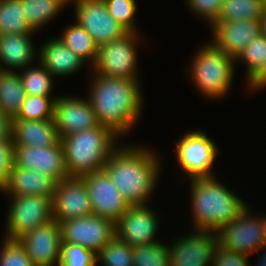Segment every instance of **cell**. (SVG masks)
Segmentation results:
<instances>
[{
    "label": "cell",
    "instance_id": "1",
    "mask_svg": "<svg viewBox=\"0 0 266 266\" xmlns=\"http://www.w3.org/2000/svg\"><path fill=\"white\" fill-rule=\"evenodd\" d=\"M94 78L87 99L97 120L119 137L122 134L125 136L124 133L134 126L143 108L139 80L101 75H95Z\"/></svg>",
    "mask_w": 266,
    "mask_h": 266
},
{
    "label": "cell",
    "instance_id": "2",
    "mask_svg": "<svg viewBox=\"0 0 266 266\" xmlns=\"http://www.w3.org/2000/svg\"><path fill=\"white\" fill-rule=\"evenodd\" d=\"M159 163L158 155L150 149L140 145L118 146L104 170L129 206L145 205L157 186Z\"/></svg>",
    "mask_w": 266,
    "mask_h": 266
},
{
    "label": "cell",
    "instance_id": "3",
    "mask_svg": "<svg viewBox=\"0 0 266 266\" xmlns=\"http://www.w3.org/2000/svg\"><path fill=\"white\" fill-rule=\"evenodd\" d=\"M191 201L196 230L217 232L248 205L215 177L191 179Z\"/></svg>",
    "mask_w": 266,
    "mask_h": 266
},
{
    "label": "cell",
    "instance_id": "4",
    "mask_svg": "<svg viewBox=\"0 0 266 266\" xmlns=\"http://www.w3.org/2000/svg\"><path fill=\"white\" fill-rule=\"evenodd\" d=\"M116 138L119 137L111 128L101 124L62 137L68 176L81 178L103 170L118 147Z\"/></svg>",
    "mask_w": 266,
    "mask_h": 266
},
{
    "label": "cell",
    "instance_id": "5",
    "mask_svg": "<svg viewBox=\"0 0 266 266\" xmlns=\"http://www.w3.org/2000/svg\"><path fill=\"white\" fill-rule=\"evenodd\" d=\"M202 47L192 60V81L207 97L222 98L232 84L235 70L233 65L236 60L211 42Z\"/></svg>",
    "mask_w": 266,
    "mask_h": 266
},
{
    "label": "cell",
    "instance_id": "6",
    "mask_svg": "<svg viewBox=\"0 0 266 266\" xmlns=\"http://www.w3.org/2000/svg\"><path fill=\"white\" fill-rule=\"evenodd\" d=\"M137 33L128 32L123 37L98 46L94 67L95 75L110 78L138 79ZM136 48V49H135Z\"/></svg>",
    "mask_w": 266,
    "mask_h": 266
},
{
    "label": "cell",
    "instance_id": "7",
    "mask_svg": "<svg viewBox=\"0 0 266 266\" xmlns=\"http://www.w3.org/2000/svg\"><path fill=\"white\" fill-rule=\"evenodd\" d=\"M11 206L6 219V236L17 240L23 234L53 219L52 197L39 195L10 196Z\"/></svg>",
    "mask_w": 266,
    "mask_h": 266
},
{
    "label": "cell",
    "instance_id": "8",
    "mask_svg": "<svg viewBox=\"0 0 266 266\" xmlns=\"http://www.w3.org/2000/svg\"><path fill=\"white\" fill-rule=\"evenodd\" d=\"M176 144V154L181 170L189 179L216 177L212 175L213 163L219 152L215 143L199 131L187 132ZM212 171V172H211Z\"/></svg>",
    "mask_w": 266,
    "mask_h": 266
},
{
    "label": "cell",
    "instance_id": "9",
    "mask_svg": "<svg viewBox=\"0 0 266 266\" xmlns=\"http://www.w3.org/2000/svg\"><path fill=\"white\" fill-rule=\"evenodd\" d=\"M248 206L236 219L222 226L216 233L218 244L235 252L249 256L255 250H263V217H252Z\"/></svg>",
    "mask_w": 266,
    "mask_h": 266
},
{
    "label": "cell",
    "instance_id": "10",
    "mask_svg": "<svg viewBox=\"0 0 266 266\" xmlns=\"http://www.w3.org/2000/svg\"><path fill=\"white\" fill-rule=\"evenodd\" d=\"M62 242L81 245L98 253L116 235L115 223L90 215L60 221Z\"/></svg>",
    "mask_w": 266,
    "mask_h": 266
},
{
    "label": "cell",
    "instance_id": "11",
    "mask_svg": "<svg viewBox=\"0 0 266 266\" xmlns=\"http://www.w3.org/2000/svg\"><path fill=\"white\" fill-rule=\"evenodd\" d=\"M74 2L76 22L92 36L98 46L117 40L128 33L108 13L104 0H74Z\"/></svg>",
    "mask_w": 266,
    "mask_h": 266
},
{
    "label": "cell",
    "instance_id": "12",
    "mask_svg": "<svg viewBox=\"0 0 266 266\" xmlns=\"http://www.w3.org/2000/svg\"><path fill=\"white\" fill-rule=\"evenodd\" d=\"M81 178L87 187L93 214L116 223L129 205L108 173L103 169Z\"/></svg>",
    "mask_w": 266,
    "mask_h": 266
},
{
    "label": "cell",
    "instance_id": "13",
    "mask_svg": "<svg viewBox=\"0 0 266 266\" xmlns=\"http://www.w3.org/2000/svg\"><path fill=\"white\" fill-rule=\"evenodd\" d=\"M14 165L35 170L57 183L69 177L61 141L48 147L14 146Z\"/></svg>",
    "mask_w": 266,
    "mask_h": 266
},
{
    "label": "cell",
    "instance_id": "14",
    "mask_svg": "<svg viewBox=\"0 0 266 266\" xmlns=\"http://www.w3.org/2000/svg\"><path fill=\"white\" fill-rule=\"evenodd\" d=\"M23 246L34 266H59L61 255V227L52 220L47 224L23 234L17 239Z\"/></svg>",
    "mask_w": 266,
    "mask_h": 266
},
{
    "label": "cell",
    "instance_id": "15",
    "mask_svg": "<svg viewBox=\"0 0 266 266\" xmlns=\"http://www.w3.org/2000/svg\"><path fill=\"white\" fill-rule=\"evenodd\" d=\"M168 245L170 266H209L218 244L217 233L209 230H193Z\"/></svg>",
    "mask_w": 266,
    "mask_h": 266
},
{
    "label": "cell",
    "instance_id": "16",
    "mask_svg": "<svg viewBox=\"0 0 266 266\" xmlns=\"http://www.w3.org/2000/svg\"><path fill=\"white\" fill-rule=\"evenodd\" d=\"M52 206L53 219L58 222L93 214L87 187L78 177H68L57 183Z\"/></svg>",
    "mask_w": 266,
    "mask_h": 266
},
{
    "label": "cell",
    "instance_id": "17",
    "mask_svg": "<svg viewBox=\"0 0 266 266\" xmlns=\"http://www.w3.org/2000/svg\"><path fill=\"white\" fill-rule=\"evenodd\" d=\"M156 214L147 205L129 206L115 223L116 236L133 247L158 242Z\"/></svg>",
    "mask_w": 266,
    "mask_h": 266
},
{
    "label": "cell",
    "instance_id": "18",
    "mask_svg": "<svg viewBox=\"0 0 266 266\" xmlns=\"http://www.w3.org/2000/svg\"><path fill=\"white\" fill-rule=\"evenodd\" d=\"M54 121L60 138L100 124L90 101L77 97H57L54 103Z\"/></svg>",
    "mask_w": 266,
    "mask_h": 266
},
{
    "label": "cell",
    "instance_id": "19",
    "mask_svg": "<svg viewBox=\"0 0 266 266\" xmlns=\"http://www.w3.org/2000/svg\"><path fill=\"white\" fill-rule=\"evenodd\" d=\"M211 29L214 35L211 43L235 59L253 39L262 33L261 20L214 22Z\"/></svg>",
    "mask_w": 266,
    "mask_h": 266
},
{
    "label": "cell",
    "instance_id": "20",
    "mask_svg": "<svg viewBox=\"0 0 266 266\" xmlns=\"http://www.w3.org/2000/svg\"><path fill=\"white\" fill-rule=\"evenodd\" d=\"M11 138L14 146L48 147L61 141L54 119H12Z\"/></svg>",
    "mask_w": 266,
    "mask_h": 266
},
{
    "label": "cell",
    "instance_id": "21",
    "mask_svg": "<svg viewBox=\"0 0 266 266\" xmlns=\"http://www.w3.org/2000/svg\"><path fill=\"white\" fill-rule=\"evenodd\" d=\"M57 182L35 170L13 165L7 182L0 191L9 196L39 195L54 196Z\"/></svg>",
    "mask_w": 266,
    "mask_h": 266
},
{
    "label": "cell",
    "instance_id": "22",
    "mask_svg": "<svg viewBox=\"0 0 266 266\" xmlns=\"http://www.w3.org/2000/svg\"><path fill=\"white\" fill-rule=\"evenodd\" d=\"M39 50V63L53 76L71 75L79 71L84 60L68 48L59 38L42 44Z\"/></svg>",
    "mask_w": 266,
    "mask_h": 266
},
{
    "label": "cell",
    "instance_id": "23",
    "mask_svg": "<svg viewBox=\"0 0 266 266\" xmlns=\"http://www.w3.org/2000/svg\"><path fill=\"white\" fill-rule=\"evenodd\" d=\"M31 34H6L0 35V62L9 68H2L4 71H15L30 67L35 58V48Z\"/></svg>",
    "mask_w": 266,
    "mask_h": 266
},
{
    "label": "cell",
    "instance_id": "24",
    "mask_svg": "<svg viewBox=\"0 0 266 266\" xmlns=\"http://www.w3.org/2000/svg\"><path fill=\"white\" fill-rule=\"evenodd\" d=\"M26 98L19 73L0 70V109L15 118Z\"/></svg>",
    "mask_w": 266,
    "mask_h": 266
},
{
    "label": "cell",
    "instance_id": "25",
    "mask_svg": "<svg viewBox=\"0 0 266 266\" xmlns=\"http://www.w3.org/2000/svg\"><path fill=\"white\" fill-rule=\"evenodd\" d=\"M68 48L75 54L81 57L85 63L89 60L93 65L98 55V45L93 40L92 36L82 28L78 22L74 25H69L58 37Z\"/></svg>",
    "mask_w": 266,
    "mask_h": 266
},
{
    "label": "cell",
    "instance_id": "26",
    "mask_svg": "<svg viewBox=\"0 0 266 266\" xmlns=\"http://www.w3.org/2000/svg\"><path fill=\"white\" fill-rule=\"evenodd\" d=\"M23 12L22 0H0V35L33 34Z\"/></svg>",
    "mask_w": 266,
    "mask_h": 266
},
{
    "label": "cell",
    "instance_id": "27",
    "mask_svg": "<svg viewBox=\"0 0 266 266\" xmlns=\"http://www.w3.org/2000/svg\"><path fill=\"white\" fill-rule=\"evenodd\" d=\"M265 11L264 0H225L215 22L261 20Z\"/></svg>",
    "mask_w": 266,
    "mask_h": 266
},
{
    "label": "cell",
    "instance_id": "28",
    "mask_svg": "<svg viewBox=\"0 0 266 266\" xmlns=\"http://www.w3.org/2000/svg\"><path fill=\"white\" fill-rule=\"evenodd\" d=\"M69 0H22L24 14L30 27L37 31L57 16Z\"/></svg>",
    "mask_w": 266,
    "mask_h": 266
},
{
    "label": "cell",
    "instance_id": "29",
    "mask_svg": "<svg viewBox=\"0 0 266 266\" xmlns=\"http://www.w3.org/2000/svg\"><path fill=\"white\" fill-rule=\"evenodd\" d=\"M39 66L21 70L19 75L22 86L26 95L51 96L54 76L41 64Z\"/></svg>",
    "mask_w": 266,
    "mask_h": 266
},
{
    "label": "cell",
    "instance_id": "30",
    "mask_svg": "<svg viewBox=\"0 0 266 266\" xmlns=\"http://www.w3.org/2000/svg\"><path fill=\"white\" fill-rule=\"evenodd\" d=\"M56 98L51 96L26 95L25 101L15 118L23 120L54 119V103Z\"/></svg>",
    "mask_w": 266,
    "mask_h": 266
},
{
    "label": "cell",
    "instance_id": "31",
    "mask_svg": "<svg viewBox=\"0 0 266 266\" xmlns=\"http://www.w3.org/2000/svg\"><path fill=\"white\" fill-rule=\"evenodd\" d=\"M103 266H133V246L116 235L98 253Z\"/></svg>",
    "mask_w": 266,
    "mask_h": 266
},
{
    "label": "cell",
    "instance_id": "32",
    "mask_svg": "<svg viewBox=\"0 0 266 266\" xmlns=\"http://www.w3.org/2000/svg\"><path fill=\"white\" fill-rule=\"evenodd\" d=\"M133 266H170L168 244L156 242L133 247Z\"/></svg>",
    "mask_w": 266,
    "mask_h": 266
},
{
    "label": "cell",
    "instance_id": "33",
    "mask_svg": "<svg viewBox=\"0 0 266 266\" xmlns=\"http://www.w3.org/2000/svg\"><path fill=\"white\" fill-rule=\"evenodd\" d=\"M235 60H241L246 63L248 81L266 61V36L262 33L258 35L242 50Z\"/></svg>",
    "mask_w": 266,
    "mask_h": 266
},
{
    "label": "cell",
    "instance_id": "34",
    "mask_svg": "<svg viewBox=\"0 0 266 266\" xmlns=\"http://www.w3.org/2000/svg\"><path fill=\"white\" fill-rule=\"evenodd\" d=\"M97 253L81 245L61 243L59 266H97Z\"/></svg>",
    "mask_w": 266,
    "mask_h": 266
},
{
    "label": "cell",
    "instance_id": "35",
    "mask_svg": "<svg viewBox=\"0 0 266 266\" xmlns=\"http://www.w3.org/2000/svg\"><path fill=\"white\" fill-rule=\"evenodd\" d=\"M136 0H104L108 13L128 32L138 33L135 29Z\"/></svg>",
    "mask_w": 266,
    "mask_h": 266
},
{
    "label": "cell",
    "instance_id": "36",
    "mask_svg": "<svg viewBox=\"0 0 266 266\" xmlns=\"http://www.w3.org/2000/svg\"><path fill=\"white\" fill-rule=\"evenodd\" d=\"M0 249V266H34L18 240L4 239Z\"/></svg>",
    "mask_w": 266,
    "mask_h": 266
},
{
    "label": "cell",
    "instance_id": "37",
    "mask_svg": "<svg viewBox=\"0 0 266 266\" xmlns=\"http://www.w3.org/2000/svg\"><path fill=\"white\" fill-rule=\"evenodd\" d=\"M190 10L210 23V26L218 19L225 0H186Z\"/></svg>",
    "mask_w": 266,
    "mask_h": 266
},
{
    "label": "cell",
    "instance_id": "38",
    "mask_svg": "<svg viewBox=\"0 0 266 266\" xmlns=\"http://www.w3.org/2000/svg\"><path fill=\"white\" fill-rule=\"evenodd\" d=\"M248 255L222 248L219 244L214 249L212 266H251Z\"/></svg>",
    "mask_w": 266,
    "mask_h": 266
},
{
    "label": "cell",
    "instance_id": "39",
    "mask_svg": "<svg viewBox=\"0 0 266 266\" xmlns=\"http://www.w3.org/2000/svg\"><path fill=\"white\" fill-rule=\"evenodd\" d=\"M14 165L12 139H0V189L7 182Z\"/></svg>",
    "mask_w": 266,
    "mask_h": 266
},
{
    "label": "cell",
    "instance_id": "40",
    "mask_svg": "<svg viewBox=\"0 0 266 266\" xmlns=\"http://www.w3.org/2000/svg\"><path fill=\"white\" fill-rule=\"evenodd\" d=\"M250 90L263 89L266 86V61L260 69L247 81Z\"/></svg>",
    "mask_w": 266,
    "mask_h": 266
},
{
    "label": "cell",
    "instance_id": "41",
    "mask_svg": "<svg viewBox=\"0 0 266 266\" xmlns=\"http://www.w3.org/2000/svg\"><path fill=\"white\" fill-rule=\"evenodd\" d=\"M12 118L0 109V139H12Z\"/></svg>",
    "mask_w": 266,
    "mask_h": 266
},
{
    "label": "cell",
    "instance_id": "42",
    "mask_svg": "<svg viewBox=\"0 0 266 266\" xmlns=\"http://www.w3.org/2000/svg\"><path fill=\"white\" fill-rule=\"evenodd\" d=\"M261 31L264 36H266V11L264 17L261 19Z\"/></svg>",
    "mask_w": 266,
    "mask_h": 266
},
{
    "label": "cell",
    "instance_id": "43",
    "mask_svg": "<svg viewBox=\"0 0 266 266\" xmlns=\"http://www.w3.org/2000/svg\"><path fill=\"white\" fill-rule=\"evenodd\" d=\"M264 231H263V248H266V216L263 217Z\"/></svg>",
    "mask_w": 266,
    "mask_h": 266
},
{
    "label": "cell",
    "instance_id": "44",
    "mask_svg": "<svg viewBox=\"0 0 266 266\" xmlns=\"http://www.w3.org/2000/svg\"><path fill=\"white\" fill-rule=\"evenodd\" d=\"M257 265L258 266H266V250L265 253L262 255V257L259 259Z\"/></svg>",
    "mask_w": 266,
    "mask_h": 266
}]
</instances>
